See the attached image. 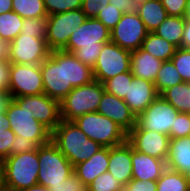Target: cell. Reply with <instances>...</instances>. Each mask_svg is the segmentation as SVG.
Wrapping results in <instances>:
<instances>
[{"mask_svg":"<svg viewBox=\"0 0 190 191\" xmlns=\"http://www.w3.org/2000/svg\"><path fill=\"white\" fill-rule=\"evenodd\" d=\"M158 95L153 82L134 77L132 81H128V89L123 101L137 117Z\"/></svg>","mask_w":190,"mask_h":191,"instance_id":"cell-18","label":"cell"},{"mask_svg":"<svg viewBox=\"0 0 190 191\" xmlns=\"http://www.w3.org/2000/svg\"><path fill=\"white\" fill-rule=\"evenodd\" d=\"M0 191H11L7 186L0 187Z\"/></svg>","mask_w":190,"mask_h":191,"instance_id":"cell-56","label":"cell"},{"mask_svg":"<svg viewBox=\"0 0 190 191\" xmlns=\"http://www.w3.org/2000/svg\"><path fill=\"white\" fill-rule=\"evenodd\" d=\"M24 19L16 12L0 14V38L12 42L21 33Z\"/></svg>","mask_w":190,"mask_h":191,"instance_id":"cell-29","label":"cell"},{"mask_svg":"<svg viewBox=\"0 0 190 191\" xmlns=\"http://www.w3.org/2000/svg\"><path fill=\"white\" fill-rule=\"evenodd\" d=\"M19 106H25L33 117L51 132L61 121L60 102L45 93L12 98Z\"/></svg>","mask_w":190,"mask_h":191,"instance_id":"cell-15","label":"cell"},{"mask_svg":"<svg viewBox=\"0 0 190 191\" xmlns=\"http://www.w3.org/2000/svg\"><path fill=\"white\" fill-rule=\"evenodd\" d=\"M109 3L117 7L124 14L138 13L140 4L133 0H109Z\"/></svg>","mask_w":190,"mask_h":191,"instance_id":"cell-46","label":"cell"},{"mask_svg":"<svg viewBox=\"0 0 190 191\" xmlns=\"http://www.w3.org/2000/svg\"><path fill=\"white\" fill-rule=\"evenodd\" d=\"M138 15L143 21L148 32H153L157 29L168 14L161 0H148L139 6Z\"/></svg>","mask_w":190,"mask_h":191,"instance_id":"cell-24","label":"cell"},{"mask_svg":"<svg viewBox=\"0 0 190 191\" xmlns=\"http://www.w3.org/2000/svg\"><path fill=\"white\" fill-rule=\"evenodd\" d=\"M179 111L161 95L136 118L132 130H148L163 133L171 139V128H174L175 118Z\"/></svg>","mask_w":190,"mask_h":191,"instance_id":"cell-9","label":"cell"},{"mask_svg":"<svg viewBox=\"0 0 190 191\" xmlns=\"http://www.w3.org/2000/svg\"><path fill=\"white\" fill-rule=\"evenodd\" d=\"M104 92L103 83L96 80L73 88L69 94L60 101L61 119L74 121L84 114L96 112Z\"/></svg>","mask_w":190,"mask_h":191,"instance_id":"cell-5","label":"cell"},{"mask_svg":"<svg viewBox=\"0 0 190 191\" xmlns=\"http://www.w3.org/2000/svg\"><path fill=\"white\" fill-rule=\"evenodd\" d=\"M38 147L39 145L34 140L15 135L14 142L11 146V156L35 150Z\"/></svg>","mask_w":190,"mask_h":191,"instance_id":"cell-40","label":"cell"},{"mask_svg":"<svg viewBox=\"0 0 190 191\" xmlns=\"http://www.w3.org/2000/svg\"><path fill=\"white\" fill-rule=\"evenodd\" d=\"M15 133L9 129L0 131V159L11 156V146L14 142Z\"/></svg>","mask_w":190,"mask_h":191,"instance_id":"cell-41","label":"cell"},{"mask_svg":"<svg viewBox=\"0 0 190 191\" xmlns=\"http://www.w3.org/2000/svg\"><path fill=\"white\" fill-rule=\"evenodd\" d=\"M185 22L190 23V0H187L186 3V13H185Z\"/></svg>","mask_w":190,"mask_h":191,"instance_id":"cell-54","label":"cell"},{"mask_svg":"<svg viewBox=\"0 0 190 191\" xmlns=\"http://www.w3.org/2000/svg\"><path fill=\"white\" fill-rule=\"evenodd\" d=\"M124 186L110 172L97 176L90 184V191H118Z\"/></svg>","mask_w":190,"mask_h":191,"instance_id":"cell-35","label":"cell"},{"mask_svg":"<svg viewBox=\"0 0 190 191\" xmlns=\"http://www.w3.org/2000/svg\"><path fill=\"white\" fill-rule=\"evenodd\" d=\"M52 143L73 167L88 160L103 146L88 138L73 121L62 120L51 132Z\"/></svg>","mask_w":190,"mask_h":191,"instance_id":"cell-3","label":"cell"},{"mask_svg":"<svg viewBox=\"0 0 190 191\" xmlns=\"http://www.w3.org/2000/svg\"><path fill=\"white\" fill-rule=\"evenodd\" d=\"M50 191H90L86 185L74 172L63 180L62 183L49 185Z\"/></svg>","mask_w":190,"mask_h":191,"instance_id":"cell-37","label":"cell"},{"mask_svg":"<svg viewBox=\"0 0 190 191\" xmlns=\"http://www.w3.org/2000/svg\"><path fill=\"white\" fill-rule=\"evenodd\" d=\"M170 60L183 79V82L190 83V50L179 47Z\"/></svg>","mask_w":190,"mask_h":191,"instance_id":"cell-33","label":"cell"},{"mask_svg":"<svg viewBox=\"0 0 190 191\" xmlns=\"http://www.w3.org/2000/svg\"><path fill=\"white\" fill-rule=\"evenodd\" d=\"M157 191H188V183L184 175L170 169H166L156 181Z\"/></svg>","mask_w":190,"mask_h":191,"instance_id":"cell-31","label":"cell"},{"mask_svg":"<svg viewBox=\"0 0 190 191\" xmlns=\"http://www.w3.org/2000/svg\"><path fill=\"white\" fill-rule=\"evenodd\" d=\"M118 191H127V189L125 187L119 189Z\"/></svg>","mask_w":190,"mask_h":191,"instance_id":"cell-58","label":"cell"},{"mask_svg":"<svg viewBox=\"0 0 190 191\" xmlns=\"http://www.w3.org/2000/svg\"><path fill=\"white\" fill-rule=\"evenodd\" d=\"M123 12L112 4L106 5L99 11L96 19L101 21L110 31L120 21Z\"/></svg>","mask_w":190,"mask_h":191,"instance_id":"cell-38","label":"cell"},{"mask_svg":"<svg viewBox=\"0 0 190 191\" xmlns=\"http://www.w3.org/2000/svg\"><path fill=\"white\" fill-rule=\"evenodd\" d=\"M133 79L134 76L132 75L131 70L118 74L114 78L103 82L104 90L109 94L124 99L128 89V81H132Z\"/></svg>","mask_w":190,"mask_h":191,"instance_id":"cell-32","label":"cell"},{"mask_svg":"<svg viewBox=\"0 0 190 191\" xmlns=\"http://www.w3.org/2000/svg\"><path fill=\"white\" fill-rule=\"evenodd\" d=\"M109 4V0H82V12L87 18H96L101 9Z\"/></svg>","mask_w":190,"mask_h":191,"instance_id":"cell-42","label":"cell"},{"mask_svg":"<svg viewBox=\"0 0 190 191\" xmlns=\"http://www.w3.org/2000/svg\"><path fill=\"white\" fill-rule=\"evenodd\" d=\"M185 18L180 16H168L153 32L173 44L176 48L181 47Z\"/></svg>","mask_w":190,"mask_h":191,"instance_id":"cell-25","label":"cell"},{"mask_svg":"<svg viewBox=\"0 0 190 191\" xmlns=\"http://www.w3.org/2000/svg\"><path fill=\"white\" fill-rule=\"evenodd\" d=\"M12 11V0H0V14Z\"/></svg>","mask_w":190,"mask_h":191,"instance_id":"cell-50","label":"cell"},{"mask_svg":"<svg viewBox=\"0 0 190 191\" xmlns=\"http://www.w3.org/2000/svg\"><path fill=\"white\" fill-rule=\"evenodd\" d=\"M161 3L168 16H185L187 0H161Z\"/></svg>","mask_w":190,"mask_h":191,"instance_id":"cell-43","label":"cell"},{"mask_svg":"<svg viewBox=\"0 0 190 191\" xmlns=\"http://www.w3.org/2000/svg\"><path fill=\"white\" fill-rule=\"evenodd\" d=\"M130 59V51L111 41L105 43L93 67L94 80L103 83L118 74L130 71Z\"/></svg>","mask_w":190,"mask_h":191,"instance_id":"cell-11","label":"cell"},{"mask_svg":"<svg viewBox=\"0 0 190 191\" xmlns=\"http://www.w3.org/2000/svg\"><path fill=\"white\" fill-rule=\"evenodd\" d=\"M38 184L49 185L62 183L73 173V165L50 141L38 147Z\"/></svg>","mask_w":190,"mask_h":191,"instance_id":"cell-7","label":"cell"},{"mask_svg":"<svg viewBox=\"0 0 190 191\" xmlns=\"http://www.w3.org/2000/svg\"><path fill=\"white\" fill-rule=\"evenodd\" d=\"M167 169L184 173L190 168V136L169 140Z\"/></svg>","mask_w":190,"mask_h":191,"instance_id":"cell-23","label":"cell"},{"mask_svg":"<svg viewBox=\"0 0 190 191\" xmlns=\"http://www.w3.org/2000/svg\"><path fill=\"white\" fill-rule=\"evenodd\" d=\"M47 17L25 18L21 34L32 35L34 38L46 39Z\"/></svg>","mask_w":190,"mask_h":191,"instance_id":"cell-34","label":"cell"},{"mask_svg":"<svg viewBox=\"0 0 190 191\" xmlns=\"http://www.w3.org/2000/svg\"><path fill=\"white\" fill-rule=\"evenodd\" d=\"M86 136L103 147H113L127 141L128 133L108 117L90 112L73 121Z\"/></svg>","mask_w":190,"mask_h":191,"instance_id":"cell-6","label":"cell"},{"mask_svg":"<svg viewBox=\"0 0 190 191\" xmlns=\"http://www.w3.org/2000/svg\"><path fill=\"white\" fill-rule=\"evenodd\" d=\"M3 163L4 185L11 191H21L38 184V148L9 156Z\"/></svg>","mask_w":190,"mask_h":191,"instance_id":"cell-4","label":"cell"},{"mask_svg":"<svg viewBox=\"0 0 190 191\" xmlns=\"http://www.w3.org/2000/svg\"><path fill=\"white\" fill-rule=\"evenodd\" d=\"M45 10L49 15L63 13L82 8V0H43Z\"/></svg>","mask_w":190,"mask_h":191,"instance_id":"cell-36","label":"cell"},{"mask_svg":"<svg viewBox=\"0 0 190 191\" xmlns=\"http://www.w3.org/2000/svg\"><path fill=\"white\" fill-rule=\"evenodd\" d=\"M8 93L11 98L43 94L41 64L11 63Z\"/></svg>","mask_w":190,"mask_h":191,"instance_id":"cell-12","label":"cell"},{"mask_svg":"<svg viewBox=\"0 0 190 191\" xmlns=\"http://www.w3.org/2000/svg\"><path fill=\"white\" fill-rule=\"evenodd\" d=\"M163 61L141 48L131 52L130 70L134 77L154 83Z\"/></svg>","mask_w":190,"mask_h":191,"instance_id":"cell-22","label":"cell"},{"mask_svg":"<svg viewBox=\"0 0 190 191\" xmlns=\"http://www.w3.org/2000/svg\"><path fill=\"white\" fill-rule=\"evenodd\" d=\"M117 123L127 133L136 125V116L123 101L115 95L106 91L103 93L98 109L96 111Z\"/></svg>","mask_w":190,"mask_h":191,"instance_id":"cell-17","label":"cell"},{"mask_svg":"<svg viewBox=\"0 0 190 191\" xmlns=\"http://www.w3.org/2000/svg\"><path fill=\"white\" fill-rule=\"evenodd\" d=\"M111 42L133 52L141 48L148 31L138 13L122 14L120 21L110 31Z\"/></svg>","mask_w":190,"mask_h":191,"instance_id":"cell-14","label":"cell"},{"mask_svg":"<svg viewBox=\"0 0 190 191\" xmlns=\"http://www.w3.org/2000/svg\"><path fill=\"white\" fill-rule=\"evenodd\" d=\"M190 136V113L179 112L171 128V138Z\"/></svg>","mask_w":190,"mask_h":191,"instance_id":"cell-39","label":"cell"},{"mask_svg":"<svg viewBox=\"0 0 190 191\" xmlns=\"http://www.w3.org/2000/svg\"><path fill=\"white\" fill-rule=\"evenodd\" d=\"M21 191H50V189L43 185L36 184V185H33V186H31L27 189L21 190Z\"/></svg>","mask_w":190,"mask_h":191,"instance_id":"cell-52","label":"cell"},{"mask_svg":"<svg viewBox=\"0 0 190 191\" xmlns=\"http://www.w3.org/2000/svg\"><path fill=\"white\" fill-rule=\"evenodd\" d=\"M9 128L10 124L9 120L7 119L6 113L5 112L0 113V131Z\"/></svg>","mask_w":190,"mask_h":191,"instance_id":"cell-51","label":"cell"},{"mask_svg":"<svg viewBox=\"0 0 190 191\" xmlns=\"http://www.w3.org/2000/svg\"><path fill=\"white\" fill-rule=\"evenodd\" d=\"M181 48L190 50V23L185 22Z\"/></svg>","mask_w":190,"mask_h":191,"instance_id":"cell-48","label":"cell"},{"mask_svg":"<svg viewBox=\"0 0 190 191\" xmlns=\"http://www.w3.org/2000/svg\"><path fill=\"white\" fill-rule=\"evenodd\" d=\"M4 186V163L0 159V187Z\"/></svg>","mask_w":190,"mask_h":191,"instance_id":"cell-53","label":"cell"},{"mask_svg":"<svg viewBox=\"0 0 190 191\" xmlns=\"http://www.w3.org/2000/svg\"><path fill=\"white\" fill-rule=\"evenodd\" d=\"M124 187L127 191H157V183L152 180L131 179Z\"/></svg>","mask_w":190,"mask_h":191,"instance_id":"cell-44","label":"cell"},{"mask_svg":"<svg viewBox=\"0 0 190 191\" xmlns=\"http://www.w3.org/2000/svg\"><path fill=\"white\" fill-rule=\"evenodd\" d=\"M132 179L157 181L167 169L166 161L136 151L131 145Z\"/></svg>","mask_w":190,"mask_h":191,"instance_id":"cell-19","label":"cell"},{"mask_svg":"<svg viewBox=\"0 0 190 191\" xmlns=\"http://www.w3.org/2000/svg\"><path fill=\"white\" fill-rule=\"evenodd\" d=\"M10 68L8 60L0 61V94L8 93Z\"/></svg>","mask_w":190,"mask_h":191,"instance_id":"cell-45","label":"cell"},{"mask_svg":"<svg viewBox=\"0 0 190 191\" xmlns=\"http://www.w3.org/2000/svg\"><path fill=\"white\" fill-rule=\"evenodd\" d=\"M5 113L9 120L10 128L15 135L32 139L39 146L45 145L51 141V131L37 121L33 117L32 112L25 106H19L11 99Z\"/></svg>","mask_w":190,"mask_h":191,"instance_id":"cell-8","label":"cell"},{"mask_svg":"<svg viewBox=\"0 0 190 191\" xmlns=\"http://www.w3.org/2000/svg\"><path fill=\"white\" fill-rule=\"evenodd\" d=\"M183 79L171 60L163 61L154 81L155 89L161 95L166 89L182 83Z\"/></svg>","mask_w":190,"mask_h":191,"instance_id":"cell-28","label":"cell"},{"mask_svg":"<svg viewBox=\"0 0 190 191\" xmlns=\"http://www.w3.org/2000/svg\"><path fill=\"white\" fill-rule=\"evenodd\" d=\"M170 137L148 130H131L127 135V141L132 147L141 153L166 161L168 156Z\"/></svg>","mask_w":190,"mask_h":191,"instance_id":"cell-16","label":"cell"},{"mask_svg":"<svg viewBox=\"0 0 190 191\" xmlns=\"http://www.w3.org/2000/svg\"><path fill=\"white\" fill-rule=\"evenodd\" d=\"M141 49L162 61H169L176 51V47L154 32H148L142 42Z\"/></svg>","mask_w":190,"mask_h":191,"instance_id":"cell-26","label":"cell"},{"mask_svg":"<svg viewBox=\"0 0 190 191\" xmlns=\"http://www.w3.org/2000/svg\"><path fill=\"white\" fill-rule=\"evenodd\" d=\"M44 93L59 102L78 86L94 80L93 69L80 62L73 53L50 51L41 63Z\"/></svg>","mask_w":190,"mask_h":191,"instance_id":"cell-1","label":"cell"},{"mask_svg":"<svg viewBox=\"0 0 190 191\" xmlns=\"http://www.w3.org/2000/svg\"><path fill=\"white\" fill-rule=\"evenodd\" d=\"M12 11L16 12L23 19L48 16L43 0H12Z\"/></svg>","mask_w":190,"mask_h":191,"instance_id":"cell-30","label":"cell"},{"mask_svg":"<svg viewBox=\"0 0 190 191\" xmlns=\"http://www.w3.org/2000/svg\"><path fill=\"white\" fill-rule=\"evenodd\" d=\"M87 19L82 9L47 16L46 44L50 51L63 50L70 35Z\"/></svg>","mask_w":190,"mask_h":191,"instance_id":"cell-10","label":"cell"},{"mask_svg":"<svg viewBox=\"0 0 190 191\" xmlns=\"http://www.w3.org/2000/svg\"><path fill=\"white\" fill-rule=\"evenodd\" d=\"M10 50V42L0 38V61L8 60Z\"/></svg>","mask_w":190,"mask_h":191,"instance_id":"cell-47","label":"cell"},{"mask_svg":"<svg viewBox=\"0 0 190 191\" xmlns=\"http://www.w3.org/2000/svg\"><path fill=\"white\" fill-rule=\"evenodd\" d=\"M108 172L123 186L132 179L131 144L126 141L120 145L109 147Z\"/></svg>","mask_w":190,"mask_h":191,"instance_id":"cell-20","label":"cell"},{"mask_svg":"<svg viewBox=\"0 0 190 191\" xmlns=\"http://www.w3.org/2000/svg\"><path fill=\"white\" fill-rule=\"evenodd\" d=\"M161 96L179 112L190 113V83L182 82L170 87Z\"/></svg>","mask_w":190,"mask_h":191,"instance_id":"cell-27","label":"cell"},{"mask_svg":"<svg viewBox=\"0 0 190 191\" xmlns=\"http://www.w3.org/2000/svg\"><path fill=\"white\" fill-rule=\"evenodd\" d=\"M9 93L0 94V113L5 112L9 101L11 100Z\"/></svg>","mask_w":190,"mask_h":191,"instance_id":"cell-49","label":"cell"},{"mask_svg":"<svg viewBox=\"0 0 190 191\" xmlns=\"http://www.w3.org/2000/svg\"><path fill=\"white\" fill-rule=\"evenodd\" d=\"M49 53L46 39L20 33L10 42L8 61L16 64L40 65Z\"/></svg>","mask_w":190,"mask_h":191,"instance_id":"cell-13","label":"cell"},{"mask_svg":"<svg viewBox=\"0 0 190 191\" xmlns=\"http://www.w3.org/2000/svg\"><path fill=\"white\" fill-rule=\"evenodd\" d=\"M183 175H184V178L186 179V181L188 183V187L190 188V168L187 171H185L183 173Z\"/></svg>","mask_w":190,"mask_h":191,"instance_id":"cell-55","label":"cell"},{"mask_svg":"<svg viewBox=\"0 0 190 191\" xmlns=\"http://www.w3.org/2000/svg\"><path fill=\"white\" fill-rule=\"evenodd\" d=\"M109 147H102L88 160L73 167V172L86 184L89 185L97 176L108 170Z\"/></svg>","mask_w":190,"mask_h":191,"instance_id":"cell-21","label":"cell"},{"mask_svg":"<svg viewBox=\"0 0 190 191\" xmlns=\"http://www.w3.org/2000/svg\"><path fill=\"white\" fill-rule=\"evenodd\" d=\"M110 41V30L96 18H87L70 35L63 51L73 53L80 62L93 69L102 46Z\"/></svg>","mask_w":190,"mask_h":191,"instance_id":"cell-2","label":"cell"},{"mask_svg":"<svg viewBox=\"0 0 190 191\" xmlns=\"http://www.w3.org/2000/svg\"><path fill=\"white\" fill-rule=\"evenodd\" d=\"M133 1H136L137 3H139L141 5V4L145 3L148 0H133Z\"/></svg>","mask_w":190,"mask_h":191,"instance_id":"cell-57","label":"cell"}]
</instances>
